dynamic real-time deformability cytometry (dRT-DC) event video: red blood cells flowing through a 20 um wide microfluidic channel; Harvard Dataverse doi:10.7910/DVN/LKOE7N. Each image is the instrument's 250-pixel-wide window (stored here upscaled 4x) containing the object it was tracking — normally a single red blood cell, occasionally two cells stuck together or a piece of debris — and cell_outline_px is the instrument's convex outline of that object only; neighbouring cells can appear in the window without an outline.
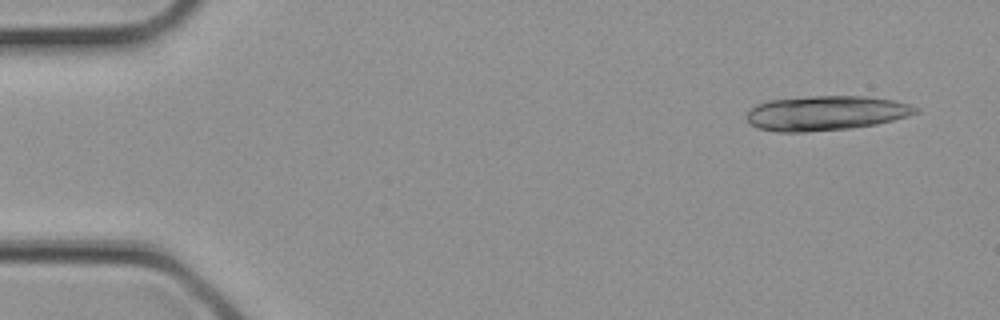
{"species": "common noctule bat (a hibernating species)", "species_latin": "Nyctalus noctula", "temperature_condition": "cold", "stored_images_in_passage": 3, "camera_frame_rate_fps": 3000, "um_per_image_px": 0.085, "animal": {"sex": "female", "body_mass_g": 21.9}, "frame": {"image": 1, "passage_image": 1, "time_ms": 0.0, "image_size_px": [1000, 320], "cell_outline_px": [[920, 112], [908, 116], [876, 124], [848, 128], [808, 132], [776, 132], [756, 128], [744, 116], [756, 104], [768, 100], [812, 96], [864, 96], [892, 100], [908, 104], [920, 108]], "centroid_in_image_um": [70.18, 9.61], "position_along_channel_um": 14.8, "area_um2": 34.16}}